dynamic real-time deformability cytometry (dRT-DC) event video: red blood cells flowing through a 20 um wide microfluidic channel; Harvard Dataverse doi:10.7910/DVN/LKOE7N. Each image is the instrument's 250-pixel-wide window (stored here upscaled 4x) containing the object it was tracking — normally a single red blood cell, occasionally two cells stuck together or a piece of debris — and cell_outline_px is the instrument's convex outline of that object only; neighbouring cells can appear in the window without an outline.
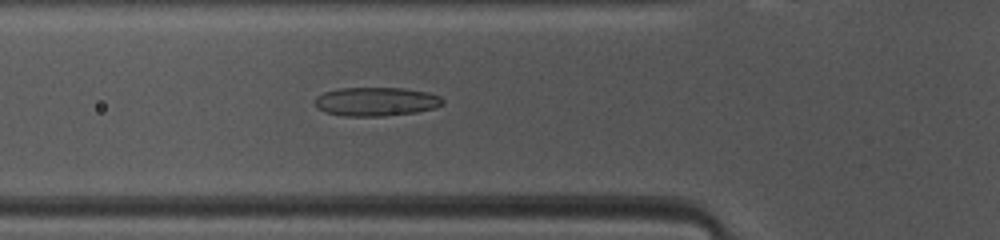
{"species": "common noctule bat (a hibernating species)", "species_latin": "Nyctalus noctula", "temperature_condition": "warm", "stored_images_in_passage": 46, "camera_frame_rate_fps": 3000, "um_per_image_px": 0.085, "animal": {"sex": "female", "body_mass_g": 10.0, "forearm_length_mm": 53.1}, "frame": {"image": 1, "passage_image": 14, "time_ms": 4.333, "image_size_px": [1000, 240], "cell_outline_px": [[444, 104], [436, 108], [416, 112], [380, 116], [344, 116], [324, 112], [316, 108], [312, 100], [316, 96], [324, 92], [340, 88], [404, 88], [428, 92], [440, 96], [444, 100]], "centroid_in_image_um": [31.94, 8.63], "position_along_channel_um": 93.9, "area_um2": 21.73}}
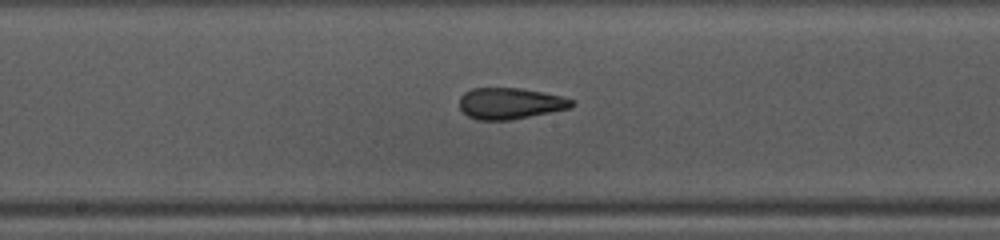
{"frame": {"image": 2, "passage_image": 22, "time_ms": 7.0, "image_size_px": [1000, 240], "cell_outline_px": [[576, 104], [572, 108], [512, 120], [480, 120], [468, 116], [460, 108], [460, 96], [464, 92], [472, 88], [520, 88], [544, 92], [564, 96], [572, 100]], "centroid_in_image_um": [43.4, 8.79], "position_along_channel_um": 204.8, "area_um2": 20.69}}
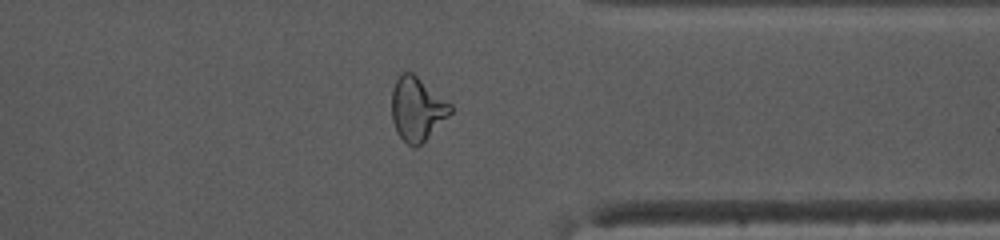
{"frame": {"image": 3, "passage_image": 35, "time_ms": 11.333, "image_size_px": [1000, 240], "cell_outline_px": [[452, 112], [416, 148], [408, 144], [396, 132], [392, 120], [392, 88], [400, 72], [412, 72], [452, 104]], "centroid_in_image_um": [35.43, 9.23], "position_along_channel_um": 376.0, "area_um2": 21.56}}